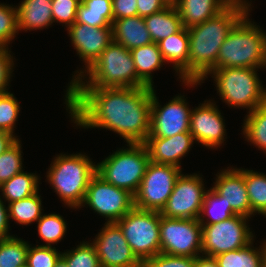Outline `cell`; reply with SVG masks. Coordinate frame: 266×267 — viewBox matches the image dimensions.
<instances>
[{
  "instance_id": "6da1fadb",
  "label": "cell",
  "mask_w": 266,
  "mask_h": 267,
  "mask_svg": "<svg viewBox=\"0 0 266 267\" xmlns=\"http://www.w3.org/2000/svg\"><path fill=\"white\" fill-rule=\"evenodd\" d=\"M66 110L80 128H105L127 144L145 143L150 133L152 88L69 87Z\"/></svg>"
},
{
  "instance_id": "7a4b0ae2",
  "label": "cell",
  "mask_w": 266,
  "mask_h": 267,
  "mask_svg": "<svg viewBox=\"0 0 266 267\" xmlns=\"http://www.w3.org/2000/svg\"><path fill=\"white\" fill-rule=\"evenodd\" d=\"M247 13L233 1L220 13L188 29V82H200L216 69L219 49Z\"/></svg>"
},
{
  "instance_id": "3957f363",
  "label": "cell",
  "mask_w": 266,
  "mask_h": 267,
  "mask_svg": "<svg viewBox=\"0 0 266 267\" xmlns=\"http://www.w3.org/2000/svg\"><path fill=\"white\" fill-rule=\"evenodd\" d=\"M246 14L222 43L216 68H266V32Z\"/></svg>"
},
{
  "instance_id": "277c9868",
  "label": "cell",
  "mask_w": 266,
  "mask_h": 267,
  "mask_svg": "<svg viewBox=\"0 0 266 267\" xmlns=\"http://www.w3.org/2000/svg\"><path fill=\"white\" fill-rule=\"evenodd\" d=\"M84 73L70 87H147L137 77L130 50L114 41L102 51L98 59Z\"/></svg>"
},
{
  "instance_id": "5b68a950",
  "label": "cell",
  "mask_w": 266,
  "mask_h": 267,
  "mask_svg": "<svg viewBox=\"0 0 266 267\" xmlns=\"http://www.w3.org/2000/svg\"><path fill=\"white\" fill-rule=\"evenodd\" d=\"M51 162L47 180L60 200L69 208H81L91 178L97 173L93 163L85 154L61 153Z\"/></svg>"
},
{
  "instance_id": "8992f818",
  "label": "cell",
  "mask_w": 266,
  "mask_h": 267,
  "mask_svg": "<svg viewBox=\"0 0 266 267\" xmlns=\"http://www.w3.org/2000/svg\"><path fill=\"white\" fill-rule=\"evenodd\" d=\"M254 68H216L210 71L200 82H182L184 86L194 87L212 75L217 93L230 107L246 108L251 112L266 102V88L262 85Z\"/></svg>"
},
{
  "instance_id": "52a82bcc",
  "label": "cell",
  "mask_w": 266,
  "mask_h": 267,
  "mask_svg": "<svg viewBox=\"0 0 266 267\" xmlns=\"http://www.w3.org/2000/svg\"><path fill=\"white\" fill-rule=\"evenodd\" d=\"M97 163V174L107 183L135 194L150 162L144 143H131Z\"/></svg>"
},
{
  "instance_id": "ba28073f",
  "label": "cell",
  "mask_w": 266,
  "mask_h": 267,
  "mask_svg": "<svg viewBox=\"0 0 266 267\" xmlns=\"http://www.w3.org/2000/svg\"><path fill=\"white\" fill-rule=\"evenodd\" d=\"M160 217L159 211L133 207L116 222L141 263L160 253Z\"/></svg>"
},
{
  "instance_id": "9c48e42d",
  "label": "cell",
  "mask_w": 266,
  "mask_h": 267,
  "mask_svg": "<svg viewBox=\"0 0 266 267\" xmlns=\"http://www.w3.org/2000/svg\"><path fill=\"white\" fill-rule=\"evenodd\" d=\"M249 219L242 215H234L217 223L201 224L202 255L215 257L243 248L254 241V233L247 224Z\"/></svg>"
},
{
  "instance_id": "30bf717a",
  "label": "cell",
  "mask_w": 266,
  "mask_h": 267,
  "mask_svg": "<svg viewBox=\"0 0 266 267\" xmlns=\"http://www.w3.org/2000/svg\"><path fill=\"white\" fill-rule=\"evenodd\" d=\"M181 173L182 169L177 166L150 161L134 194V207L161 212Z\"/></svg>"
},
{
  "instance_id": "8fae6325",
  "label": "cell",
  "mask_w": 266,
  "mask_h": 267,
  "mask_svg": "<svg viewBox=\"0 0 266 267\" xmlns=\"http://www.w3.org/2000/svg\"><path fill=\"white\" fill-rule=\"evenodd\" d=\"M159 233L160 253L185 257L202 254V225L198 219L168 218L161 215Z\"/></svg>"
},
{
  "instance_id": "7c38bea8",
  "label": "cell",
  "mask_w": 266,
  "mask_h": 267,
  "mask_svg": "<svg viewBox=\"0 0 266 267\" xmlns=\"http://www.w3.org/2000/svg\"><path fill=\"white\" fill-rule=\"evenodd\" d=\"M86 205L105 217L107 223L117 222L134 207V195L107 183L96 173L89 182L81 207Z\"/></svg>"
},
{
  "instance_id": "4fadbf2b",
  "label": "cell",
  "mask_w": 266,
  "mask_h": 267,
  "mask_svg": "<svg viewBox=\"0 0 266 267\" xmlns=\"http://www.w3.org/2000/svg\"><path fill=\"white\" fill-rule=\"evenodd\" d=\"M204 182L200 174L181 173L161 215L168 218L198 219L207 192Z\"/></svg>"
},
{
  "instance_id": "5bb4252c",
  "label": "cell",
  "mask_w": 266,
  "mask_h": 267,
  "mask_svg": "<svg viewBox=\"0 0 266 267\" xmlns=\"http://www.w3.org/2000/svg\"><path fill=\"white\" fill-rule=\"evenodd\" d=\"M152 88L150 133L147 138H168L190 131V113L184 95L175 96L163 107Z\"/></svg>"
},
{
  "instance_id": "9a60e30c",
  "label": "cell",
  "mask_w": 266,
  "mask_h": 267,
  "mask_svg": "<svg viewBox=\"0 0 266 267\" xmlns=\"http://www.w3.org/2000/svg\"><path fill=\"white\" fill-rule=\"evenodd\" d=\"M91 243L95 246L101 267H141L116 222H105Z\"/></svg>"
},
{
  "instance_id": "2e32d148",
  "label": "cell",
  "mask_w": 266,
  "mask_h": 267,
  "mask_svg": "<svg viewBox=\"0 0 266 267\" xmlns=\"http://www.w3.org/2000/svg\"><path fill=\"white\" fill-rule=\"evenodd\" d=\"M67 31L77 55L85 62V70H76L68 89L98 59L102 51L113 41V35L112 27H92L76 22L70 25Z\"/></svg>"
},
{
  "instance_id": "e0dca14e",
  "label": "cell",
  "mask_w": 266,
  "mask_h": 267,
  "mask_svg": "<svg viewBox=\"0 0 266 267\" xmlns=\"http://www.w3.org/2000/svg\"><path fill=\"white\" fill-rule=\"evenodd\" d=\"M224 117L216 106V102L205 100L191 110L190 133L195 143L214 149L224 144L227 137Z\"/></svg>"
},
{
  "instance_id": "ac0fdd59",
  "label": "cell",
  "mask_w": 266,
  "mask_h": 267,
  "mask_svg": "<svg viewBox=\"0 0 266 267\" xmlns=\"http://www.w3.org/2000/svg\"><path fill=\"white\" fill-rule=\"evenodd\" d=\"M217 174L212 188L224 197L227 203H230L231 209L236 215L251 218L253 212L245 185L244 169L227 167Z\"/></svg>"
},
{
  "instance_id": "d6986e66",
  "label": "cell",
  "mask_w": 266,
  "mask_h": 267,
  "mask_svg": "<svg viewBox=\"0 0 266 267\" xmlns=\"http://www.w3.org/2000/svg\"><path fill=\"white\" fill-rule=\"evenodd\" d=\"M144 144L151 162L170 164L182 169L180 160L188 154L194 138L190 132H181L168 138H147Z\"/></svg>"
},
{
  "instance_id": "ffe728a7",
  "label": "cell",
  "mask_w": 266,
  "mask_h": 267,
  "mask_svg": "<svg viewBox=\"0 0 266 267\" xmlns=\"http://www.w3.org/2000/svg\"><path fill=\"white\" fill-rule=\"evenodd\" d=\"M159 50L162 53L165 62L173 64L175 73L177 72L181 82H188V59H189V36L188 29L181 31L162 39L158 43Z\"/></svg>"
},
{
  "instance_id": "44dd1931",
  "label": "cell",
  "mask_w": 266,
  "mask_h": 267,
  "mask_svg": "<svg viewBox=\"0 0 266 267\" xmlns=\"http://www.w3.org/2000/svg\"><path fill=\"white\" fill-rule=\"evenodd\" d=\"M232 0H174L172 3L187 29L203 23L224 10Z\"/></svg>"
},
{
  "instance_id": "7402d4cb",
  "label": "cell",
  "mask_w": 266,
  "mask_h": 267,
  "mask_svg": "<svg viewBox=\"0 0 266 267\" xmlns=\"http://www.w3.org/2000/svg\"><path fill=\"white\" fill-rule=\"evenodd\" d=\"M112 35L115 43L123 45L128 50L153 42L144 18L138 15L113 20Z\"/></svg>"
},
{
  "instance_id": "603a6c76",
  "label": "cell",
  "mask_w": 266,
  "mask_h": 267,
  "mask_svg": "<svg viewBox=\"0 0 266 267\" xmlns=\"http://www.w3.org/2000/svg\"><path fill=\"white\" fill-rule=\"evenodd\" d=\"M18 30H42L53 24L52 0H23L17 6Z\"/></svg>"
},
{
  "instance_id": "cb8c5ba5",
  "label": "cell",
  "mask_w": 266,
  "mask_h": 267,
  "mask_svg": "<svg viewBox=\"0 0 266 267\" xmlns=\"http://www.w3.org/2000/svg\"><path fill=\"white\" fill-rule=\"evenodd\" d=\"M146 27L154 43L181 31L184 26L173 3L163 10L144 17Z\"/></svg>"
},
{
  "instance_id": "d4e9b609",
  "label": "cell",
  "mask_w": 266,
  "mask_h": 267,
  "mask_svg": "<svg viewBox=\"0 0 266 267\" xmlns=\"http://www.w3.org/2000/svg\"><path fill=\"white\" fill-rule=\"evenodd\" d=\"M134 61L137 77L147 86H153L152 72L160 70L166 63L157 43H150L130 50Z\"/></svg>"
},
{
  "instance_id": "484cf974",
  "label": "cell",
  "mask_w": 266,
  "mask_h": 267,
  "mask_svg": "<svg viewBox=\"0 0 266 267\" xmlns=\"http://www.w3.org/2000/svg\"><path fill=\"white\" fill-rule=\"evenodd\" d=\"M76 23L92 27H112V0H83L77 9Z\"/></svg>"
},
{
  "instance_id": "4316f807",
  "label": "cell",
  "mask_w": 266,
  "mask_h": 267,
  "mask_svg": "<svg viewBox=\"0 0 266 267\" xmlns=\"http://www.w3.org/2000/svg\"><path fill=\"white\" fill-rule=\"evenodd\" d=\"M253 241L243 248L221 253L214 258L219 267H265L264 242L260 247Z\"/></svg>"
},
{
  "instance_id": "83f0119b",
  "label": "cell",
  "mask_w": 266,
  "mask_h": 267,
  "mask_svg": "<svg viewBox=\"0 0 266 267\" xmlns=\"http://www.w3.org/2000/svg\"><path fill=\"white\" fill-rule=\"evenodd\" d=\"M40 176L22 171L0 186L2 198L8 203L28 198L39 190Z\"/></svg>"
},
{
  "instance_id": "f1b7e54d",
  "label": "cell",
  "mask_w": 266,
  "mask_h": 267,
  "mask_svg": "<svg viewBox=\"0 0 266 267\" xmlns=\"http://www.w3.org/2000/svg\"><path fill=\"white\" fill-rule=\"evenodd\" d=\"M245 116L242 127L244 138L266 154V102Z\"/></svg>"
},
{
  "instance_id": "f546056e",
  "label": "cell",
  "mask_w": 266,
  "mask_h": 267,
  "mask_svg": "<svg viewBox=\"0 0 266 267\" xmlns=\"http://www.w3.org/2000/svg\"><path fill=\"white\" fill-rule=\"evenodd\" d=\"M234 215L236 214L232 211L230 203H227L224 197L220 196L212 187L207 190L198 217L200 224L217 223Z\"/></svg>"
},
{
  "instance_id": "4dcf8cb0",
  "label": "cell",
  "mask_w": 266,
  "mask_h": 267,
  "mask_svg": "<svg viewBox=\"0 0 266 267\" xmlns=\"http://www.w3.org/2000/svg\"><path fill=\"white\" fill-rule=\"evenodd\" d=\"M38 193L39 191L28 198L9 203V218L23 226L37 222L43 214L42 199Z\"/></svg>"
},
{
  "instance_id": "1f68e13d",
  "label": "cell",
  "mask_w": 266,
  "mask_h": 267,
  "mask_svg": "<svg viewBox=\"0 0 266 267\" xmlns=\"http://www.w3.org/2000/svg\"><path fill=\"white\" fill-rule=\"evenodd\" d=\"M244 179L253 215L266 217V174L244 169Z\"/></svg>"
},
{
  "instance_id": "d6a6232c",
  "label": "cell",
  "mask_w": 266,
  "mask_h": 267,
  "mask_svg": "<svg viewBox=\"0 0 266 267\" xmlns=\"http://www.w3.org/2000/svg\"><path fill=\"white\" fill-rule=\"evenodd\" d=\"M29 243L12 236L0 240V267H23L26 265Z\"/></svg>"
},
{
  "instance_id": "836d02e7",
  "label": "cell",
  "mask_w": 266,
  "mask_h": 267,
  "mask_svg": "<svg viewBox=\"0 0 266 267\" xmlns=\"http://www.w3.org/2000/svg\"><path fill=\"white\" fill-rule=\"evenodd\" d=\"M36 223L38 224V235L45 242L44 246L57 244L67 232V223L60 214H43Z\"/></svg>"
},
{
  "instance_id": "e575fe53",
  "label": "cell",
  "mask_w": 266,
  "mask_h": 267,
  "mask_svg": "<svg viewBox=\"0 0 266 267\" xmlns=\"http://www.w3.org/2000/svg\"><path fill=\"white\" fill-rule=\"evenodd\" d=\"M68 267H101L95 246L89 241L80 242L76 248L62 252Z\"/></svg>"
},
{
  "instance_id": "d590c367",
  "label": "cell",
  "mask_w": 266,
  "mask_h": 267,
  "mask_svg": "<svg viewBox=\"0 0 266 267\" xmlns=\"http://www.w3.org/2000/svg\"><path fill=\"white\" fill-rule=\"evenodd\" d=\"M22 145L18 138L0 155V186L23 171Z\"/></svg>"
},
{
  "instance_id": "8d00e7d4",
  "label": "cell",
  "mask_w": 266,
  "mask_h": 267,
  "mask_svg": "<svg viewBox=\"0 0 266 267\" xmlns=\"http://www.w3.org/2000/svg\"><path fill=\"white\" fill-rule=\"evenodd\" d=\"M18 32L17 7L0 3V47L9 48L8 44Z\"/></svg>"
},
{
  "instance_id": "74e56055",
  "label": "cell",
  "mask_w": 266,
  "mask_h": 267,
  "mask_svg": "<svg viewBox=\"0 0 266 267\" xmlns=\"http://www.w3.org/2000/svg\"><path fill=\"white\" fill-rule=\"evenodd\" d=\"M13 93L0 94V127L13 136L20 112V103Z\"/></svg>"
},
{
  "instance_id": "f35d334b",
  "label": "cell",
  "mask_w": 266,
  "mask_h": 267,
  "mask_svg": "<svg viewBox=\"0 0 266 267\" xmlns=\"http://www.w3.org/2000/svg\"><path fill=\"white\" fill-rule=\"evenodd\" d=\"M61 255L62 252L55 247L29 244L26 265L28 267H55Z\"/></svg>"
},
{
  "instance_id": "ab89813d",
  "label": "cell",
  "mask_w": 266,
  "mask_h": 267,
  "mask_svg": "<svg viewBox=\"0 0 266 267\" xmlns=\"http://www.w3.org/2000/svg\"><path fill=\"white\" fill-rule=\"evenodd\" d=\"M79 0H52L53 23L59 22L69 27L76 22Z\"/></svg>"
},
{
  "instance_id": "60d3db41",
  "label": "cell",
  "mask_w": 266,
  "mask_h": 267,
  "mask_svg": "<svg viewBox=\"0 0 266 267\" xmlns=\"http://www.w3.org/2000/svg\"><path fill=\"white\" fill-rule=\"evenodd\" d=\"M196 257L175 256L159 253L144 260L141 267H195Z\"/></svg>"
},
{
  "instance_id": "b9f144b4",
  "label": "cell",
  "mask_w": 266,
  "mask_h": 267,
  "mask_svg": "<svg viewBox=\"0 0 266 267\" xmlns=\"http://www.w3.org/2000/svg\"><path fill=\"white\" fill-rule=\"evenodd\" d=\"M10 48L0 47V94L8 92L10 79L13 75L14 59Z\"/></svg>"
},
{
  "instance_id": "7bdbcfd3",
  "label": "cell",
  "mask_w": 266,
  "mask_h": 267,
  "mask_svg": "<svg viewBox=\"0 0 266 267\" xmlns=\"http://www.w3.org/2000/svg\"><path fill=\"white\" fill-rule=\"evenodd\" d=\"M113 20L138 15L137 0H112Z\"/></svg>"
},
{
  "instance_id": "ee69618b",
  "label": "cell",
  "mask_w": 266,
  "mask_h": 267,
  "mask_svg": "<svg viewBox=\"0 0 266 267\" xmlns=\"http://www.w3.org/2000/svg\"><path fill=\"white\" fill-rule=\"evenodd\" d=\"M169 0H137L138 16L144 18L166 8Z\"/></svg>"
},
{
  "instance_id": "f6af8a7d",
  "label": "cell",
  "mask_w": 266,
  "mask_h": 267,
  "mask_svg": "<svg viewBox=\"0 0 266 267\" xmlns=\"http://www.w3.org/2000/svg\"><path fill=\"white\" fill-rule=\"evenodd\" d=\"M8 207L4 205L0 196V240L12 237L9 233L10 221H9Z\"/></svg>"
},
{
  "instance_id": "bcb514c9",
  "label": "cell",
  "mask_w": 266,
  "mask_h": 267,
  "mask_svg": "<svg viewBox=\"0 0 266 267\" xmlns=\"http://www.w3.org/2000/svg\"><path fill=\"white\" fill-rule=\"evenodd\" d=\"M12 134L5 132L0 137V155L4 153L18 138Z\"/></svg>"
},
{
  "instance_id": "7dc6e473",
  "label": "cell",
  "mask_w": 266,
  "mask_h": 267,
  "mask_svg": "<svg viewBox=\"0 0 266 267\" xmlns=\"http://www.w3.org/2000/svg\"><path fill=\"white\" fill-rule=\"evenodd\" d=\"M195 267H219L214 257L200 255L196 257Z\"/></svg>"
},
{
  "instance_id": "c3c4849f",
  "label": "cell",
  "mask_w": 266,
  "mask_h": 267,
  "mask_svg": "<svg viewBox=\"0 0 266 267\" xmlns=\"http://www.w3.org/2000/svg\"><path fill=\"white\" fill-rule=\"evenodd\" d=\"M233 2L236 3L240 8H242L248 14L249 12H251L250 10H252L251 7L252 5L251 2L249 3V1L247 2L246 0H233Z\"/></svg>"
},
{
  "instance_id": "681fc988",
  "label": "cell",
  "mask_w": 266,
  "mask_h": 267,
  "mask_svg": "<svg viewBox=\"0 0 266 267\" xmlns=\"http://www.w3.org/2000/svg\"><path fill=\"white\" fill-rule=\"evenodd\" d=\"M55 267H68V265L66 261L62 257H60Z\"/></svg>"
},
{
  "instance_id": "f907efd6",
  "label": "cell",
  "mask_w": 266,
  "mask_h": 267,
  "mask_svg": "<svg viewBox=\"0 0 266 267\" xmlns=\"http://www.w3.org/2000/svg\"><path fill=\"white\" fill-rule=\"evenodd\" d=\"M263 241H264V257H265V267H266V241L265 239Z\"/></svg>"
},
{
  "instance_id": "816d5d0a",
  "label": "cell",
  "mask_w": 266,
  "mask_h": 267,
  "mask_svg": "<svg viewBox=\"0 0 266 267\" xmlns=\"http://www.w3.org/2000/svg\"><path fill=\"white\" fill-rule=\"evenodd\" d=\"M5 133V131L0 127V137Z\"/></svg>"
}]
</instances>
